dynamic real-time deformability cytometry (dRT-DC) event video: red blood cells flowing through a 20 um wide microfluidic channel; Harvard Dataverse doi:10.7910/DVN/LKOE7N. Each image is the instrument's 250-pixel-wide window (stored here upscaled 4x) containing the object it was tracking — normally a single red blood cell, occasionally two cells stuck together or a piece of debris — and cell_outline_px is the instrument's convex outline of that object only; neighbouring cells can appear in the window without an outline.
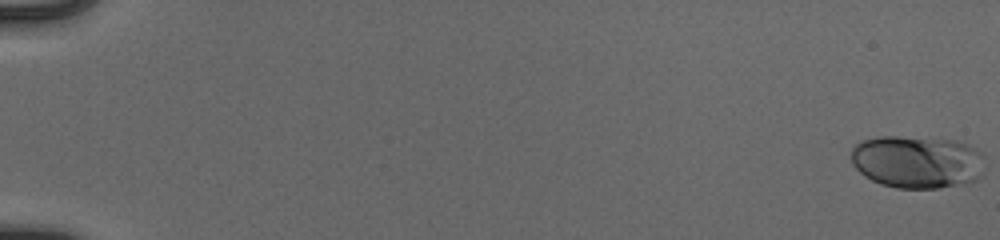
{"species": "human", "species_latin": "Homo sapiens", "temperature_condition": "cold", "stored_images_in_passage": 55, "camera_frame_rate_fps": 3000, "um_per_image_px": 0.085, "donor": {"sex": "male"}, "frame": {"image": 1, "passage_image": 1, "time_ms": 0.0, "image_size_px": [1000, 240], "cell_outline_px": [[984, 156], [980, 176], [976, 180], [940, 188], [896, 188], [880, 184], [864, 176], [852, 164], [852, 148], [856, 144], [864, 140], [880, 136], [900, 136], [956, 140], [968, 144], [976, 148]], "centroid_in_image_um": [77.95, 13.75], "position_along_channel_um": 7.0, "area_um2": 41.21}}
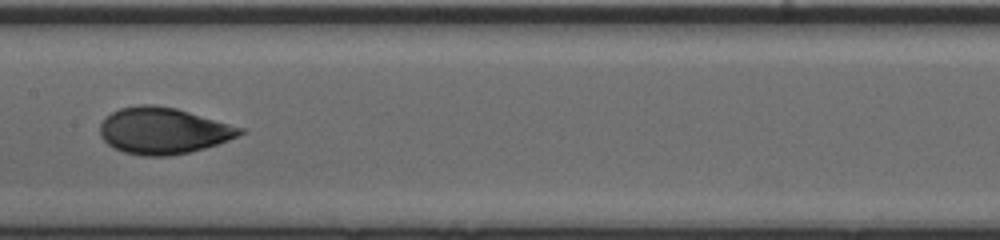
{"frame": {"image": 2, "passage_image": 31, "time_ms": 10.0, "image_size_px": [1000, 240], "cell_outline_px": [[244, 132], [228, 140], [204, 148], [188, 152], [168, 156], [144, 156], [124, 152], [112, 148], [100, 136], [100, 124], [104, 116], [120, 108], [140, 104], [152, 104], [176, 108], [244, 128]], "centroid_in_image_um": [13.82, 11.1], "position_along_channel_um": 193.6, "area_um2": 37.8}}
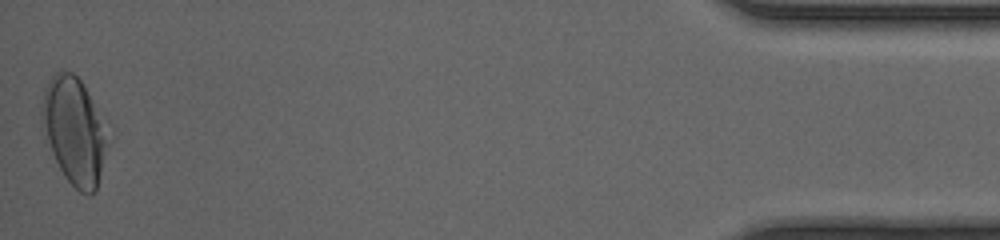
{"frame": {"image": 3, "passage_image": 55, "time_ms": 18.0, "image_size_px": [1000, 240], "cell_outline_px": [[100, 172], [96, 192], [88, 196], [80, 192], [64, 176], [44, 140], [40, 120], [40, 104], [44, 88], [48, 80], [60, 68], [72, 72], [80, 80], [92, 104], [100, 136]], "centroid_in_image_um": [6.08, 11.09], "position_along_channel_um": 429.1, "area_um2": 38.55}, "authors_computed_cell_mechanics": {"area_um2": 37.3388, "velocity_mm_per_s": 3.9405, "shape_relaxation_time_tau1_ms": 4.566, "shape_relaxation_time_tau2_ms": 0.7274, "deformation_change_tau1": 0.1759, "deformation_change_tau2": 0.0445}}